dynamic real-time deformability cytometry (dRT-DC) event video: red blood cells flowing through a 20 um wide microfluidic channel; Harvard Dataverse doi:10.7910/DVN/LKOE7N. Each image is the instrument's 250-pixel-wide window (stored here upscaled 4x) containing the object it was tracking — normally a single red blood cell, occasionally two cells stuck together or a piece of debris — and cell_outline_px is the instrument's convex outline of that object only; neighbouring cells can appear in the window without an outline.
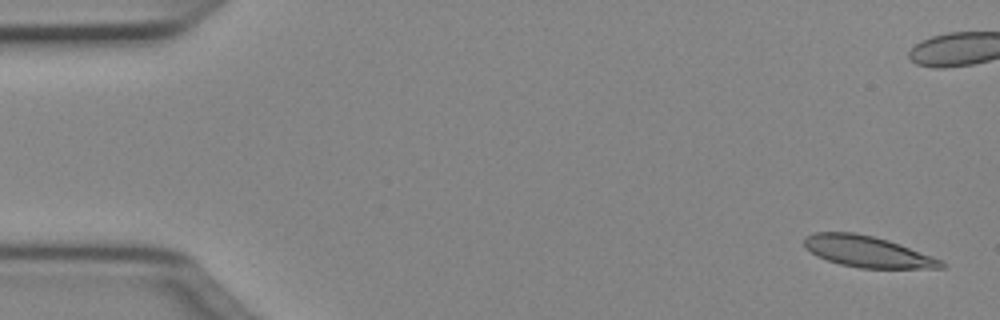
{"species": "Egyptian fruit bat (a non-hibernating species)", "species_latin": "Rousettus aegyptiacus", "temperature_condition": "cold", "stored_images_in_passage": 51, "camera_frame_rate_fps": 3000, "um_per_image_px": 0.085, "animal": {"sex": "female"}, "frame": {"image": 1, "passage_image": 2, "time_ms": 0.333, "image_size_px": [1000, 320], "cell_outline_px": [[948, 264], [944, 268], [860, 268], [840, 264], [816, 256], [804, 248], [804, 236], [816, 232], [852, 232], [872, 236], [888, 240], [900, 244], [944, 260]], "centroid_in_image_um": [73.75, 21.39], "position_along_channel_um": 11.3, "area_um2": 25.09}}
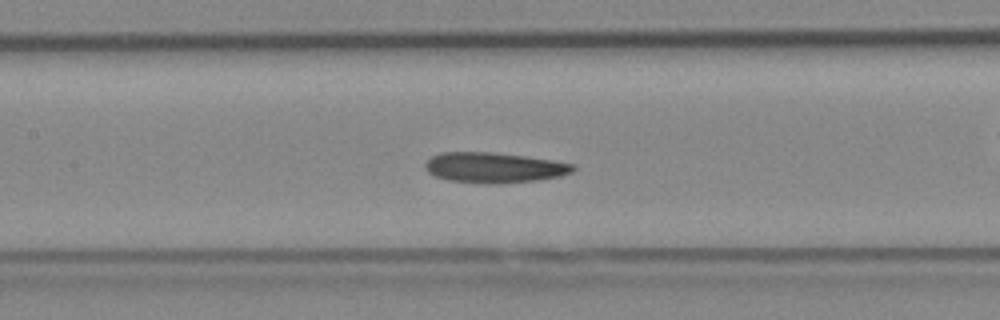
{"frame": {"image": 2, "passage_image": 23, "time_ms": 7.333, "image_size_px": [1000, 320], "cell_outline_px": [[576, 168], [572, 172], [560, 176], [536, 180], [496, 184], [488, 184], [448, 180], [436, 176], [428, 172], [424, 168], [424, 164], [432, 156], [440, 152], [492, 152], [524, 156], [552, 160], [576, 164]], "centroid_in_image_um": [42.0, 14.24], "position_along_channel_um": 165.4, "area_um2": 26.18}}
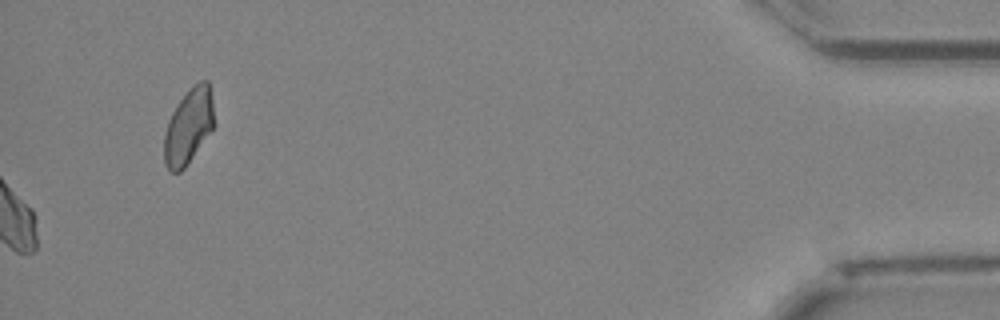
{"frame": {"image": 3, "passage_image": 51, "time_ms": 16.667, "image_size_px": [1000, 320], "cell_outline_px": [[212, 128], [184, 168], [180, 172], [168, 172], [164, 164], [164, 136], [168, 120], [176, 104], [200, 80], [208, 80], [212, 100]], "centroid_in_image_um": [15.97, 10.78], "position_along_channel_um": 419.2, "area_um2": 21.27}, "authors_computed_cell_mechanics": {"area_um2": 25.6054, "velocity_mm_per_s": 4.0144, "shape_relaxation_time_tau1_ms": 5.9857, "shape_relaxation_time_tau2_ms": null, "deformation_change_tau1": 0.1309, "deformation_change_tau2": null}}